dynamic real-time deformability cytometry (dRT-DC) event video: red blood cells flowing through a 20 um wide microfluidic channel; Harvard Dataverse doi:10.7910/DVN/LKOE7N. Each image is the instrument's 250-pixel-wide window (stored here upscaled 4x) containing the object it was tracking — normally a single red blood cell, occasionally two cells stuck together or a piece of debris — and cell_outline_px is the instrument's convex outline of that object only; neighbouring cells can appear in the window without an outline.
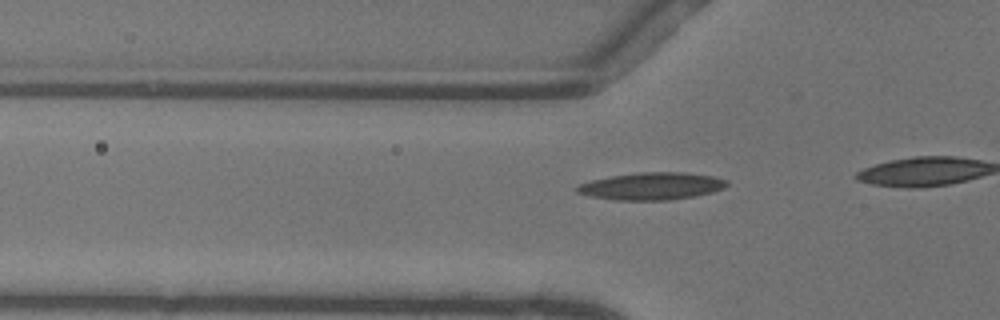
{"species": "common noctule bat (a hibernating species)", "species_latin": "Nyctalus noctula", "temperature_condition": "warm", "stored_images_in_passage": 7, "camera_frame_rate_fps": 3000, "um_per_image_px": 0.085, "animal": {"sex": "female"}, "frame": {"image": 1, "passage_image": 2, "time_ms": 0.333, "image_size_px": [1000, 320], "cell_outline_px": [[728, 184], [724, 188], [712, 192], [692, 196], [668, 200], [616, 200], [592, 196], [576, 192], [576, 188], [580, 184], [592, 180], [612, 176], [640, 172], [684, 172], [712, 176], [728, 180]], "centroid_in_image_um": [55.42, 15.82], "position_along_channel_um": 70.4, "area_um2": 23.58}}
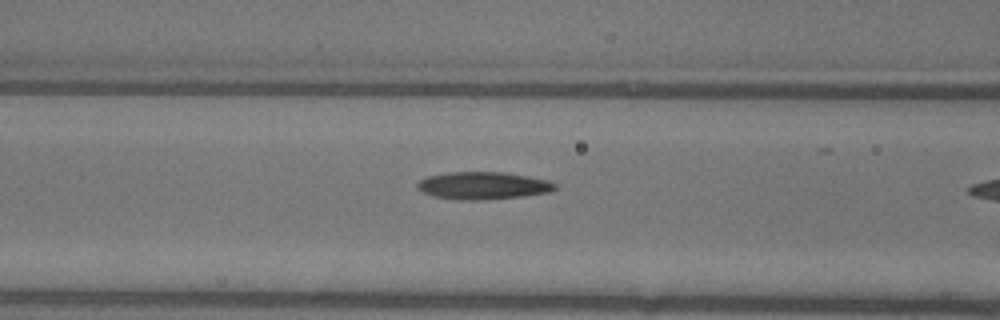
{"frame": {"image": 2, "passage_image": 6, "time_ms": 1.667, "image_size_px": [1000, 320], "cell_outline_px": [[556, 188], [552, 192], [524, 196], [484, 200], [460, 200], [432, 196], [416, 188], [416, 184], [420, 180], [428, 176], [448, 172], [504, 172], [548, 180], [556, 184]], "centroid_in_image_um": [41.06, 15.78], "position_along_channel_um": 125.5, "area_um2": 22.14}}